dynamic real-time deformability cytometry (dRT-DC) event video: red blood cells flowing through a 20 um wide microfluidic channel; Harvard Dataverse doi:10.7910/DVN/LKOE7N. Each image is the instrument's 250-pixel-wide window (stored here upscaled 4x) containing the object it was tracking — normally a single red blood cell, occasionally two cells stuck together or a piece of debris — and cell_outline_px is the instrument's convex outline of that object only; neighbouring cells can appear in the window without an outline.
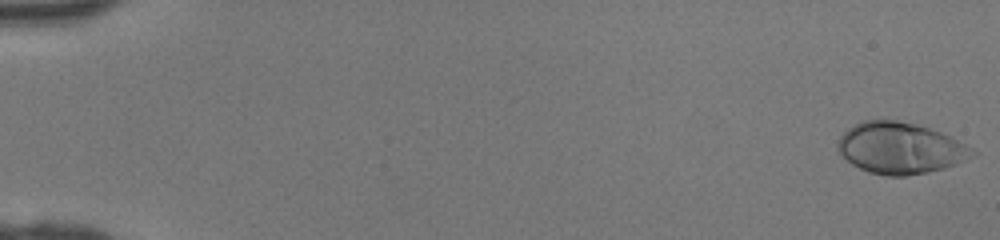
{"species": "human", "species_latin": "Homo sapiens", "temperature_condition": "room temperature", "stored_images_in_passage": 46, "camera_frame_rate_fps": 3000, "um_per_image_px": 0.085, "donor": {"sex": "female"}, "frame": {"image": 1, "passage_image": 1, "time_ms": 0.0, "image_size_px": [1000, 240], "cell_outline_px": [[976, 156], [956, 164], [944, 168], [928, 172], [908, 176], [888, 176], [868, 172], [852, 164], [836, 152], [836, 140], [848, 128], [864, 120], [896, 120], [928, 128], [940, 132], [972, 148], [976, 152]], "centroid_in_image_um": [76.47, 12.61], "position_along_channel_um": 8.5, "area_um2": 40.23}}
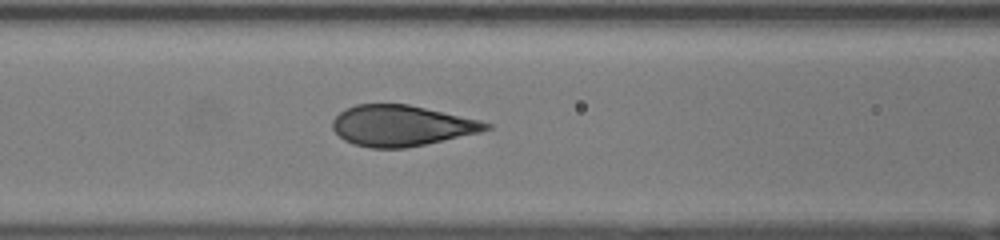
{"frame": {"image": 2, "passage_image": 21, "time_ms": 6.667, "image_size_px": [1000, 240], "cell_outline_px": [[492, 128], [480, 132], [424, 144], [404, 148], [372, 148], [352, 144], [344, 140], [332, 128], [332, 120], [344, 108], [356, 104], [408, 104], [480, 120], [492, 124]], "centroid_in_image_um": [34.09, 10.67], "position_along_channel_um": 132.5, "area_um2": 36.36}}
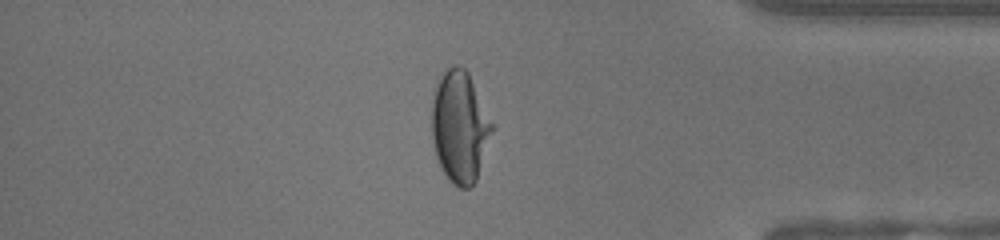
{"frame": {"image": 3, "passage_image": 40, "time_ms": 13.0, "image_size_px": [1000, 240], "cell_outline_px": [[496, 128], [476, 180], [472, 188], [460, 188], [452, 184], [448, 180], [440, 168], [436, 156], [432, 140], [432, 100], [436, 84], [444, 72], [448, 68], [456, 64], [460, 64], [468, 72], [496, 124]], "centroid_in_image_um": [39.13, 10.8], "position_along_channel_um": 396.1, "area_um2": 40.29}}